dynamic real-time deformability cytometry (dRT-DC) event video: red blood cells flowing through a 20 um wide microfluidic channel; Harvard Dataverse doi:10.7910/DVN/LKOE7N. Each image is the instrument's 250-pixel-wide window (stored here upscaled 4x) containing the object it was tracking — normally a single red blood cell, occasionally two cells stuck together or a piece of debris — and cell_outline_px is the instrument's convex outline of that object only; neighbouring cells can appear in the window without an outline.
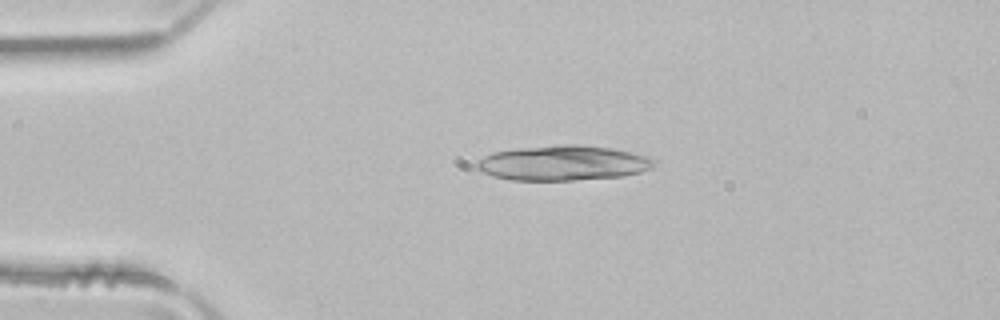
{"species": "common noctule bat (a hibernating species)", "species_latin": "Nyctalus noctula", "temperature_condition": "room temperature", "stored_images_in_passage": 4, "segment_of_instrument_passage": [1, 2], "camera_frame_rate_fps": 3000, "um_per_image_px": 0.085, "animal": {"sex": "male", "body_mass_g": 21.5, "forearm_length_mm": 52.0}, "frame": {"image": 1, "passage_image": 2, "time_ms": 0.333, "image_size_px": [1000, 320], "cell_outline_px": [[656, 164], [652, 168], [640, 172], [624, 176], [572, 180], [512, 180], [492, 176], [476, 168], [476, 164], [484, 156], [492, 152], [516, 148], [560, 144], [580, 144], [612, 148], [632, 152], [648, 156], [656, 160]], "centroid_in_image_um": [47.89, 13.84], "position_along_channel_um": 37.1, "area_um2": 36.41}}